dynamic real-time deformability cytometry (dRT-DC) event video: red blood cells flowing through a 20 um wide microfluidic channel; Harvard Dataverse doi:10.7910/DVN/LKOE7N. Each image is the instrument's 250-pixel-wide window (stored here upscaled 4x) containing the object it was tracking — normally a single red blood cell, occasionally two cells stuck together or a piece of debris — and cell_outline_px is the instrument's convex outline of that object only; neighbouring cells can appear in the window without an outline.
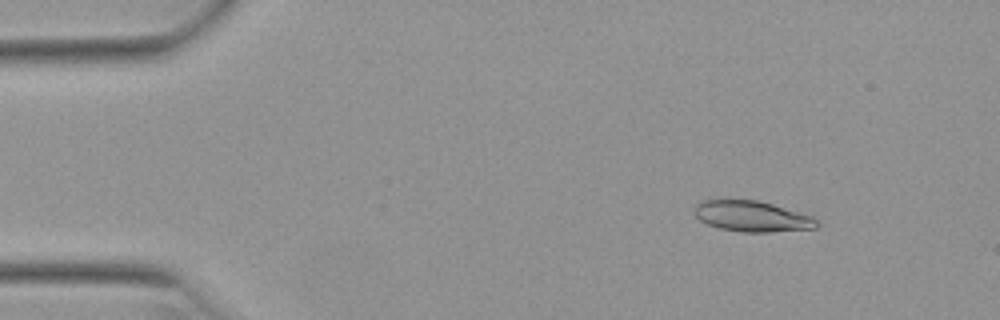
{"species": "Egyptian fruit bat (a non-hibernating species)", "species_latin": "Rousettus aegyptiacus", "temperature_condition": "warm", "stored_images_in_passage": 52, "camera_frame_rate_fps": 3000, "um_per_image_px": 0.085, "animal": {"sex": "female"}, "frame": {"image": 1, "passage_image": 7, "time_ms": 2.0, "image_size_px": [1000, 320], "cell_outline_px": [[820, 224], [816, 228], [768, 232], [740, 232], [720, 228], [708, 224], [700, 220], [692, 212], [692, 208], [700, 200], [724, 196], [756, 200], [772, 204], [812, 216], [820, 220]], "centroid_in_image_um": [63.83, 18.33], "position_along_channel_um": 21.2, "area_um2": 22.83}}
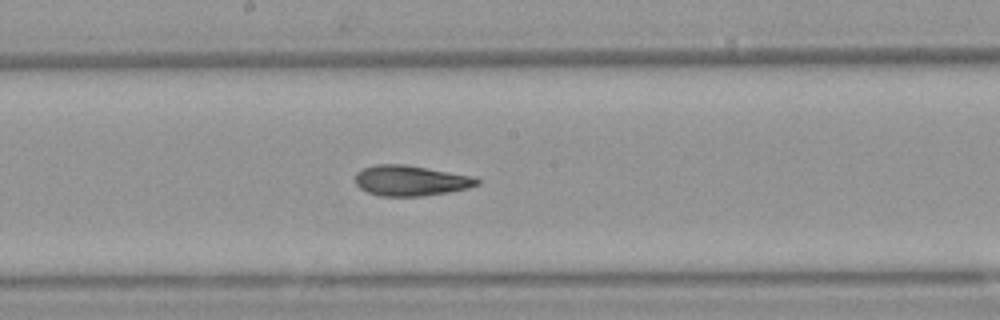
{"frame": {"image": 2, "passage_image": 28, "time_ms": 9.0, "image_size_px": [1000, 320], "cell_outline_px": [[480, 184], [468, 188], [448, 192], [424, 196], [380, 196], [368, 192], [360, 188], [356, 184], [356, 172], [364, 168], [376, 164], [404, 164], [476, 176], [480, 180]], "centroid_in_image_um": [34.95, 15.35], "position_along_channel_um": 213.3, "area_um2": 21.73}}
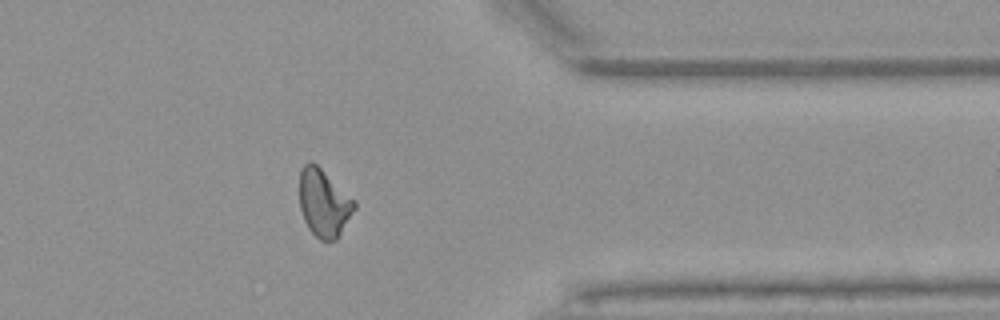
{"frame": {"image": 3, "passage_image": 42, "time_ms": 13.667, "image_size_px": [1000, 320], "cell_outline_px": [[356, 208], [336, 240], [320, 240], [308, 228], [304, 220], [300, 208], [300, 172], [304, 164], [308, 160], [312, 160], [356, 200]], "centroid_in_image_um": [27.53, 17.23], "position_along_channel_um": 383.9, "area_um2": 21.68}, "authors_computed_cell_mechanics": {"area_um2": 21.9351, "velocity_mm_per_s": 3.9543, "shape_relaxation_time_tau1_ms": null, "shape_relaxation_time_tau2_ms": 3.0349, "deformation_change_tau1": null, "deformation_change_tau2": 0.1035}}